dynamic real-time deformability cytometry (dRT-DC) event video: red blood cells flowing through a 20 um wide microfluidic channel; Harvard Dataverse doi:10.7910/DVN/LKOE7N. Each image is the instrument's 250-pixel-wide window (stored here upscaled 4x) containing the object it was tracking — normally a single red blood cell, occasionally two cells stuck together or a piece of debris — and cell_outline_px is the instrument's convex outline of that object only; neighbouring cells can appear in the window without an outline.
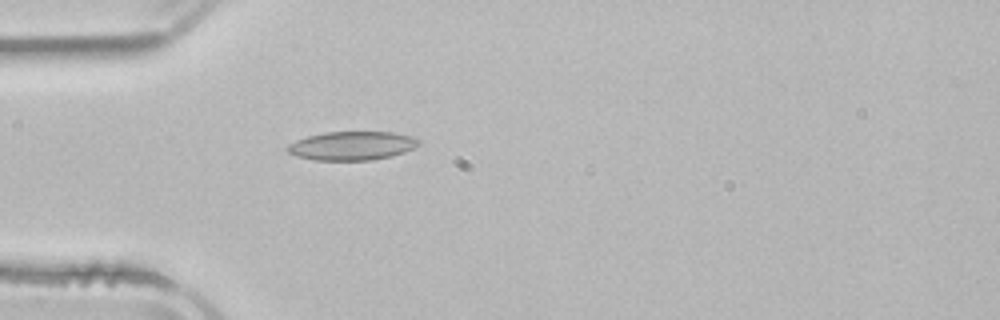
{"species": "common noctule bat (a hibernating species)", "species_latin": "Nyctalus noctula", "temperature_condition": "room temperature", "stored_images_in_passage": 1, "camera_frame_rate_fps": 3000, "um_per_image_px": 0.085, "animal": {"sex": "male", "body_mass_g": 21.5, "forearm_length_mm": 52.0}, "frame": {"image": 1, "passage_image": 1, "time_ms": 0.0, "image_size_px": [1000, 320], "cell_outline_px": [[420, 144], [404, 152], [392, 156], [372, 160], [316, 160], [296, 156], [288, 152], [288, 144], [296, 140], [308, 136], [324, 132], [392, 132], [416, 136], [420, 140]], "centroid_in_image_um": [29.96, 12.38], "position_along_channel_um": 55.0, "area_um2": 22.02}}